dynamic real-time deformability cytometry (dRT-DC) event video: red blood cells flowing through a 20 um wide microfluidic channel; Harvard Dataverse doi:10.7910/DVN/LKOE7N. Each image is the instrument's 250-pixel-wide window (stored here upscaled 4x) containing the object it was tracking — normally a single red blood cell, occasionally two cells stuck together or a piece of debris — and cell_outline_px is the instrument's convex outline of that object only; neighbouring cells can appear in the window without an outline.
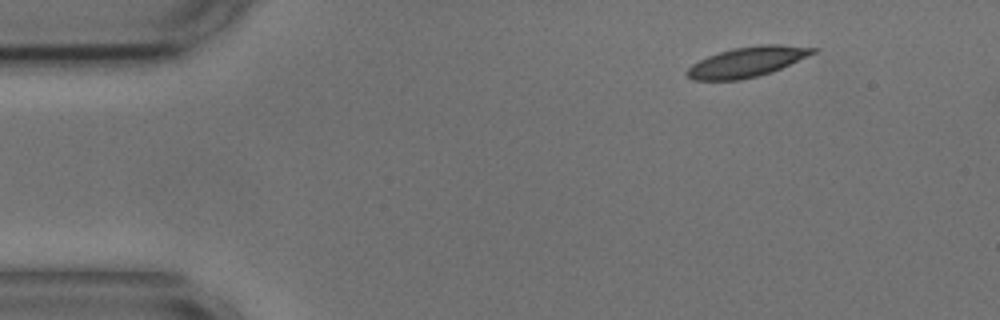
{"species": "common noctule bat (a hibernating species)", "species_latin": "Nyctalus noctula", "temperature_condition": "cold", "stored_images_in_passage": 49, "camera_frame_rate_fps": 3000, "um_per_image_px": 0.085, "animal": {"sex": "male", "body_mass_g": 17.9, "forearm_length_mm": 54.2}, "frame": {"image": 1, "passage_image": 1, "time_ms": 0.0, "image_size_px": [1000, 320], "cell_outline_px": [[820, 48], [816, 52], [772, 72], [740, 80], [692, 80], [684, 72], [692, 64], [708, 56], [732, 48], [760, 44], [780, 44]], "centroid_in_image_um": [63.5, 5.25], "position_along_channel_um": 21.5, "area_um2": 22.02}}
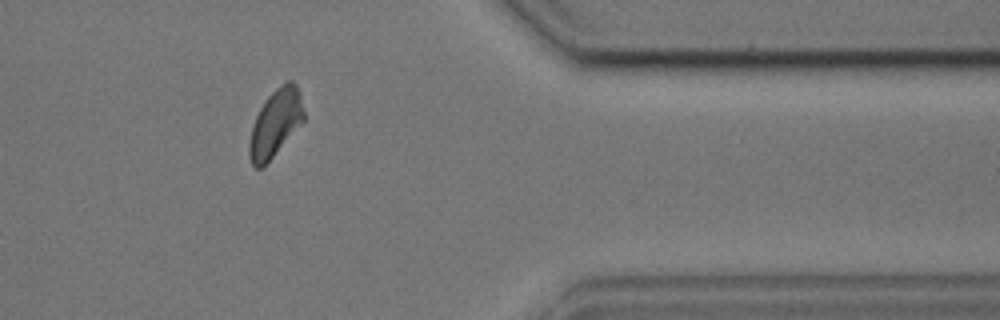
{"frame": {"image": 2, "passage_image": 39, "time_ms": 12.667, "image_size_px": [1000, 320], "cell_outline_px": [[304, 120], [272, 156], [260, 168], [256, 168], [252, 164], [248, 156], [248, 144], [252, 124], [260, 108], [268, 96], [276, 88], [288, 80], [292, 80], [296, 84], [300, 92], [304, 112]], "centroid_in_image_um": [23.39, 10.43], "position_along_channel_um": 388.0, "area_um2": 20.98}}
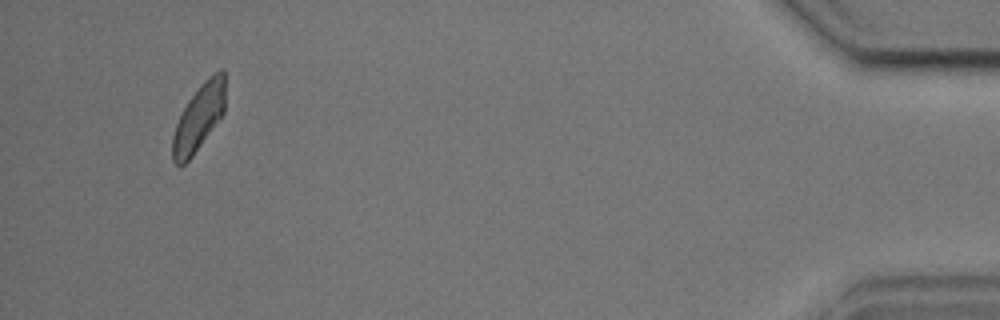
{"frame": {"image": 3, "passage_image": 46, "time_ms": 15.0, "image_size_px": [1000, 320], "cell_outline_px": [[224, 112], [192, 156], [184, 164], [176, 164], [172, 160], [172, 136], [176, 124], [188, 100], [204, 80], [220, 68], [224, 68]], "centroid_in_image_um": [16.89, 9.97], "position_along_channel_um": 418.3, "area_um2": 20.0}, "authors_computed_cell_mechanics": {"area_um2": 21.5594, "velocity_mm_per_s": 3.634, "shape_relaxation_time_tau1_ms": 5.541, "shape_relaxation_time_tau2_ms": 1.9036, "deformation_change_tau1": 0.1225, "deformation_change_tau2": 0.0745}}